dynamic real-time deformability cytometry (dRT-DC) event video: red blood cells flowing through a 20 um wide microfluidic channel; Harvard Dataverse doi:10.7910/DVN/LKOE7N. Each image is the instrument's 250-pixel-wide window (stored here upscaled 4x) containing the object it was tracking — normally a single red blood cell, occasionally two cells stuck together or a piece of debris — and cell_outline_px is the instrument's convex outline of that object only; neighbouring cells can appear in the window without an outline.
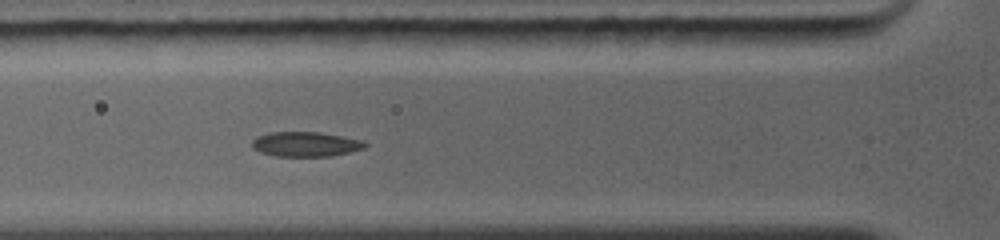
{"species": "common noctule bat (a hibernating species)", "species_latin": "Nyctalus noctula", "temperature_condition": "warm", "stored_images_in_passage": 8, "segment_of_instrument_passage": [1, 2], "camera_frame_rate_fps": 5000, "um_per_image_px": 0.085, "animal": {"sex": "female", "body_mass_g": 19.0, "forearm_length_mm": 56.7}, "frame": {"image": 1, "passage_image": 4, "time_ms": 2.6, "image_size_px": [1000, 240], "cell_outline_px": [[368, 144], [364, 148], [332, 156], [276, 156], [260, 152], [252, 148], [252, 140], [256, 136], [268, 132], [320, 132], [364, 140]], "centroid_in_image_um": [25.96, 12.25], "position_along_channel_um": 99.8, "area_um2": 16.42}}
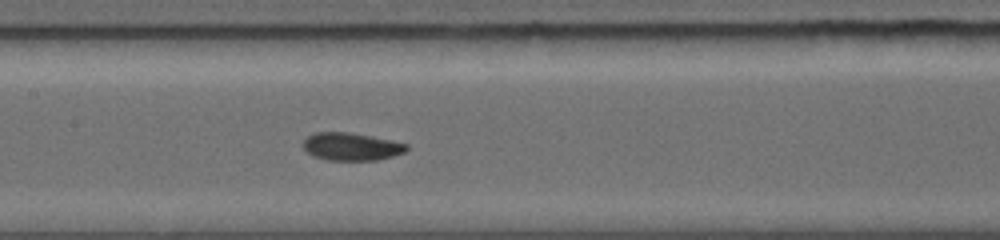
{"frame": {"image": 2, "passage_image": 6, "time_ms": 4.4, "image_size_px": [1000, 240], "cell_outline_px": [[408, 148], [404, 152], [392, 156], [376, 160], [328, 160], [312, 156], [304, 148], [304, 140], [308, 136], [316, 132], [348, 132], [392, 140], [408, 144]], "centroid_in_image_um": [29.87, 12.46], "position_along_channel_um": 177.5, "area_um2": 16.59}}
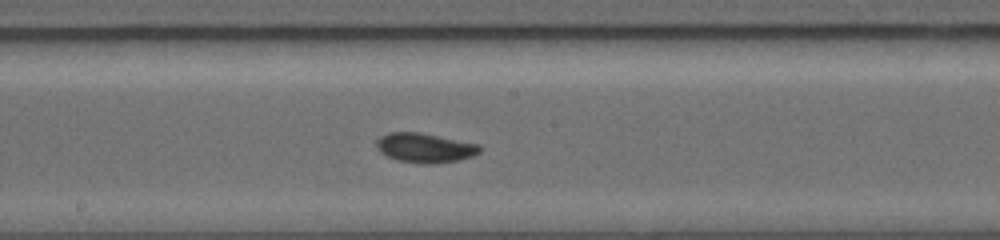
{"frame": {"image": 3, "passage_image": 7, "time_ms": 5.2, "image_size_px": [1000, 240], "cell_outline_px": [[480, 152], [472, 156], [460, 160], [432, 164], [424, 164], [396, 160], [380, 152], [376, 148], [376, 140], [380, 136], [388, 132], [420, 132], [480, 144]], "centroid_in_image_um": [36.1, 12.56], "position_along_channel_um": 212.1, "area_um2": 17.92}}